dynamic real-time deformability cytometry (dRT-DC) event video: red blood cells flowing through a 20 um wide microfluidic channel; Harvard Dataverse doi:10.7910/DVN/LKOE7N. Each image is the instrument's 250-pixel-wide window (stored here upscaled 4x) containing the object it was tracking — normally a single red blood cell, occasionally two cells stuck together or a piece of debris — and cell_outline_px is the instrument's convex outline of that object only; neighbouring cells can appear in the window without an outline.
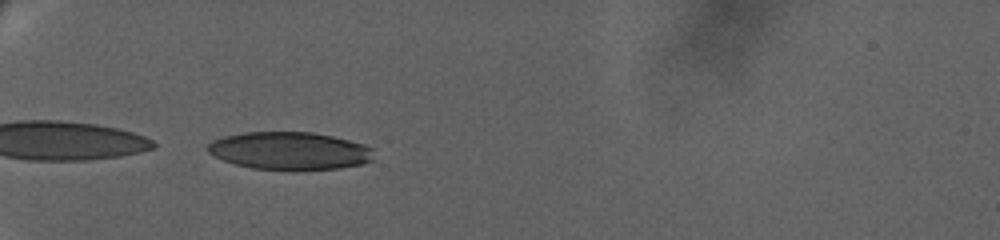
{"species": "human", "species_latin": "Homo sapiens", "temperature_condition": "warm", "stored_images_in_passage": 15, "camera_frame_rate_fps": 3000, "um_per_image_px": 0.085, "donor": {"sex": "female"}, "frame": {"image": 1, "passage_image": 1, "time_ms": 0.0, "image_size_px": [1000, 240], "cell_outline_px": [[372, 160], [364, 164], [340, 168], [252, 168], [236, 164], [224, 160], [208, 152], [208, 144], [212, 140], [224, 136], [244, 132], [312, 132], [332, 136], [364, 144], [372, 148]], "centroid_in_image_um": [24.62, 12.79], "position_along_channel_um": 60.4, "area_um2": 35.78}}
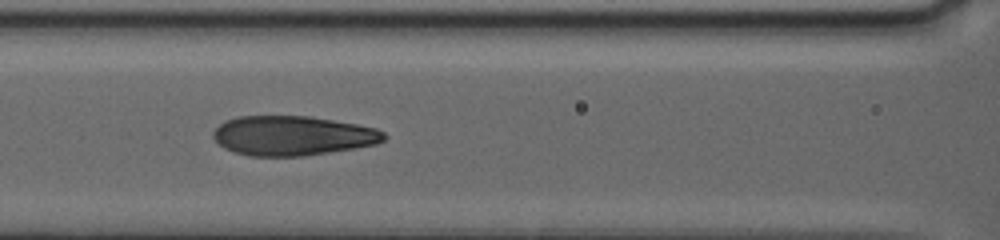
{"frame": {"image": 2, "passage_image": 9, "time_ms": 3.333, "image_size_px": [1000, 240], "cell_outline_px": [[388, 136], [384, 140], [376, 144], [328, 152], [300, 156], [248, 156], [224, 148], [212, 136], [212, 132], [224, 120], [236, 116], [308, 116], [356, 124], [376, 128], [384, 132]], "centroid_in_image_um": [24.85, 11.52], "position_along_channel_um": 141.8, "area_um2": 39.25}}
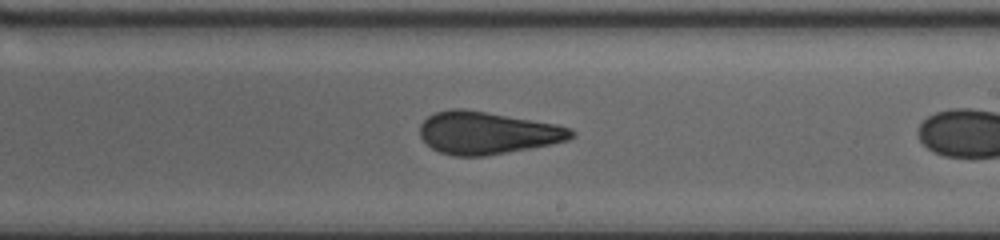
{"frame": {"image": 3, "passage_image": 14, "time_ms": 5.333, "image_size_px": [1000, 240], "cell_outline_px": [[576, 136], [568, 140], [552, 144], [484, 156], [452, 156], [440, 152], [432, 148], [420, 136], [420, 124], [428, 116], [436, 112], [452, 108], [464, 108], [556, 124], [572, 128], [576, 132]], "centroid_in_image_um": [41.43, 11.29], "position_along_channel_um": 247.6, "area_um2": 37.45}}